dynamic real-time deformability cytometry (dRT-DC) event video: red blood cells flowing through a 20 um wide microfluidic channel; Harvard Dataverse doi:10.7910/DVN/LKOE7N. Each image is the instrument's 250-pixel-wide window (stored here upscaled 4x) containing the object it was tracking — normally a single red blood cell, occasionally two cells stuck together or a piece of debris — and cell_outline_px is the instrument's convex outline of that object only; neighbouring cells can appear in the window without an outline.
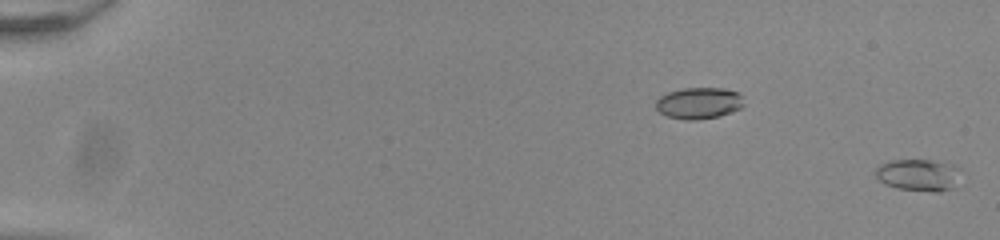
{"species": "common noctule bat (a hibernating species)", "species_latin": "Nyctalus noctula", "temperature_condition": "room temperature", "stored_images_in_passage": 14, "camera_frame_rate_fps": 3000, "um_per_image_px": 0.085, "animal": {"sex": "male", "body_mass_g": 20.0, "forearm_length_mm": 53.3}, "frame": {"image": 1, "passage_image": 1, "time_ms": 0.0, "image_size_px": [1000, 240], "cell_outline_px": [[960, 168], [952, 188], [940, 192], [936, 192], [896, 188], [884, 184], [876, 176], [876, 168], [880, 164], [892, 160], [932, 160], [952, 164]], "centroid_in_image_um": [78.04, 14.87], "position_along_channel_um": 7.0, "area_um2": 15.66}}